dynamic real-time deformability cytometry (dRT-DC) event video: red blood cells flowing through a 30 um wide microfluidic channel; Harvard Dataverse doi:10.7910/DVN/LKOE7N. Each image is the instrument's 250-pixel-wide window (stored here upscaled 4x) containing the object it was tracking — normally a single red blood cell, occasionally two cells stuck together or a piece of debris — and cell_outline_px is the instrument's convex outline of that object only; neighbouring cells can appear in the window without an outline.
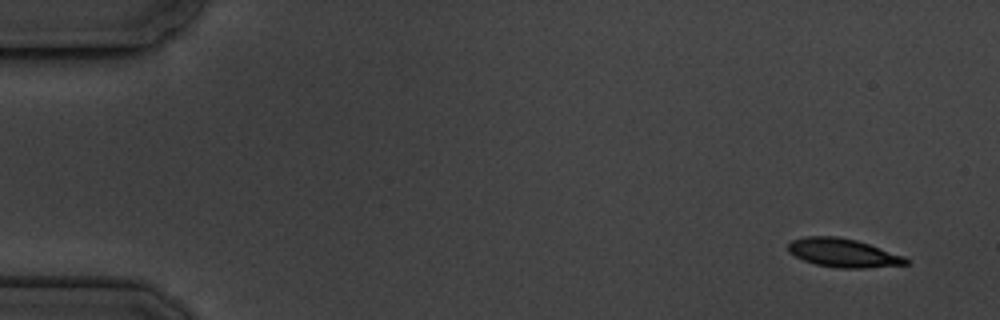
{"species": "common noctule bat (a hibernating species)", "species_latin": "Nyctalus noctula", "temperature_condition": "cold", "stored_images_in_passage": 6, "camera_frame_rate_fps": 3000, "um_per_image_px": 0.085, "animal": {"sex": "male", "body_mass_g": 19.5, "forearm_length_mm": 54.6}, "frame": {"image": 1, "passage_image": 1, "time_ms": 0.0, "image_size_px": [1000, 320], "cell_outline_px": [[908, 264], [864, 268], [840, 268], [816, 264], [804, 260], [788, 252], [788, 244], [792, 240], [804, 236], [836, 236], [856, 240], [904, 256], [908, 260]], "centroid_in_image_um": [71.64, 21.49], "position_along_channel_um": 13.4, "area_um2": 19.42}}
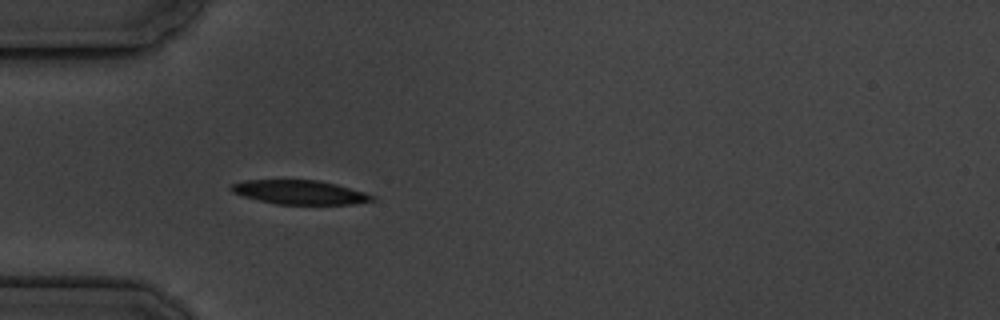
{"frame": {"image": 2, "passage_image": 5, "time_ms": 4.667, "image_size_px": [1000, 320], "cell_outline_px": [[376, 200], [352, 204], [276, 204], [244, 196], [232, 192], [228, 188], [232, 184], [244, 180], [320, 180], [336, 184], [364, 192], [376, 196]], "centroid_in_image_um": [25.49, 16.34], "position_along_channel_um": 59.5, "area_um2": 19.71}}